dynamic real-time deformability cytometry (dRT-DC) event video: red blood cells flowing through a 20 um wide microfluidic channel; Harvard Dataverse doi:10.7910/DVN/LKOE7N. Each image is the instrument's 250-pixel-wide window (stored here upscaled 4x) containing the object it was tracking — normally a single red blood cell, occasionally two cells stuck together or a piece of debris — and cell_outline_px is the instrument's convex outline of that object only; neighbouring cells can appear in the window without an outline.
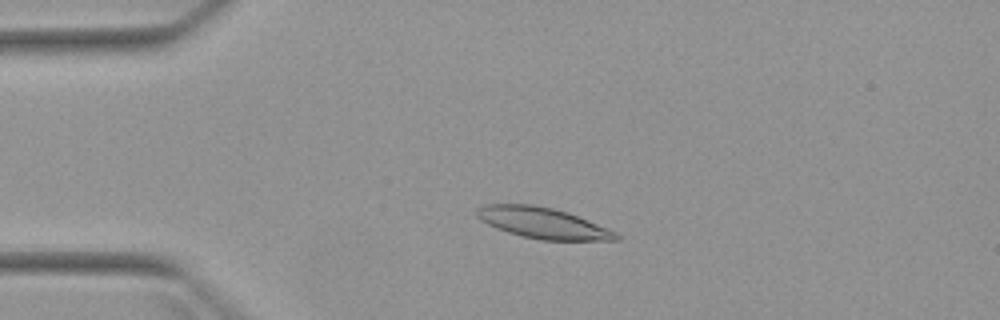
{"species": "Egyptian fruit bat (a non-hibernating species)", "species_latin": "Rousettus aegyptiacus", "temperature_condition": "warm", "stored_images_in_passage": 6, "camera_frame_rate_fps": 3000, "um_per_image_px": 0.085, "animal": {"sex": "female"}, "frame": {"image": 1, "passage_image": 4, "time_ms": 3.333, "image_size_px": [1000, 320], "cell_outline_px": [[620, 240], [540, 240], [508, 232], [496, 228], [480, 220], [476, 216], [476, 208], [484, 204], [532, 204], [552, 208], [568, 212], [608, 228], [616, 232], [620, 236]], "centroid_in_image_um": [46.13, 18.95], "position_along_channel_um": 38.9, "area_um2": 25.09}}
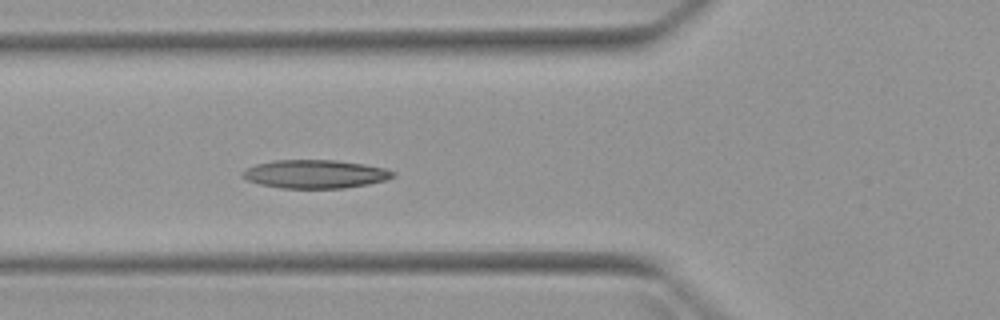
{"frame": {"image": 2, "passage_image": 6, "time_ms": 5.667, "image_size_px": [1000, 320], "cell_outline_px": [[396, 176], [384, 180], [368, 184], [344, 188], [280, 188], [260, 184], [248, 180], [240, 176], [240, 172], [256, 164], [272, 160], [336, 160], [364, 164], [384, 168], [396, 172]], "centroid_in_image_um": [26.78, 14.79], "position_along_channel_um": 99.0, "area_um2": 24.97}}